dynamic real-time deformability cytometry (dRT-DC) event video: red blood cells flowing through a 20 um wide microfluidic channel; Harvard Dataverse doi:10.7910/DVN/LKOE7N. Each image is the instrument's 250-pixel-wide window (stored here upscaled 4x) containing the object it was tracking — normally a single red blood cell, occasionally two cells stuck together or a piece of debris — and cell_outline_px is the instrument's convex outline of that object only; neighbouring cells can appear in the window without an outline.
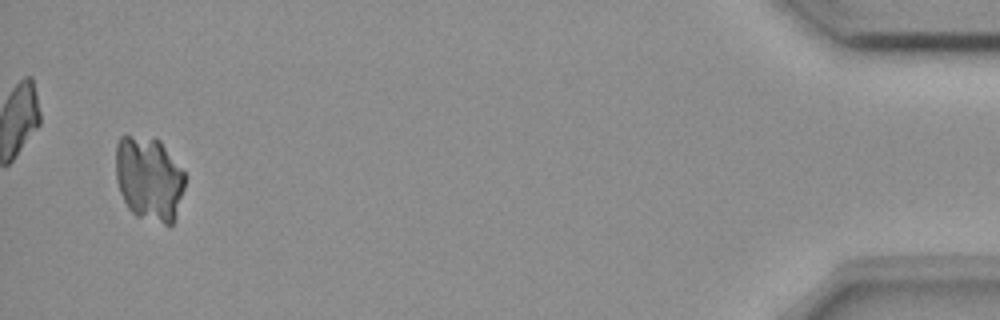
{"species": "common noctule bat (a hibernating species)", "species_latin": "Nyctalus noctula", "temperature_condition": "room temperature", "stored_images_in_passage": 54, "camera_frame_rate_fps": 3000, "um_per_image_px": 0.085, "animal": {"sex": "female", "body_mass_g": 18.4}, "frame": {"image": 1, "passage_image": 52, "time_ms": 17.0, "image_size_px": [1000, 320], "cell_outline_px": [[184, 188], [172, 224], [164, 224], [136, 216], [128, 208], [120, 192], [116, 180], [116, 144], [120, 136], [132, 136], [160, 140], [184, 172]], "centroid_in_image_um": [12.64, 15.18], "position_along_channel_um": 422.6, "area_um2": 33.7}}